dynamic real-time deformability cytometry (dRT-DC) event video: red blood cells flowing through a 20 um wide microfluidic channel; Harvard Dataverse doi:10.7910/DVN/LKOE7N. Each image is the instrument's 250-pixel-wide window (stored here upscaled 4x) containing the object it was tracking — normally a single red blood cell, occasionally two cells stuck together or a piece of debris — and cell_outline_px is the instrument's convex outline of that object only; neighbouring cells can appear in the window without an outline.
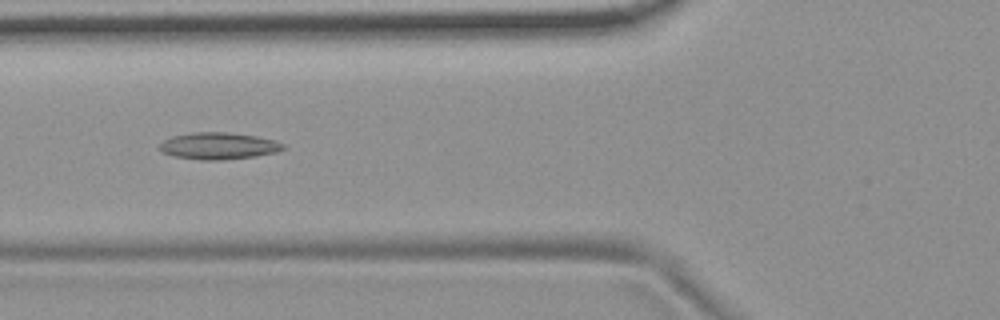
{"species": "common noctule bat (a hibernating species)", "species_latin": "Nyctalus noctula", "temperature_condition": "room temperature", "stored_images_in_passage": 5, "camera_frame_rate_fps": 3000, "um_per_image_px": 0.085, "animal": {"sex": "female", "body_mass_g": 19.9}, "frame": {"image": 1, "passage_image": 4, "time_ms": 1.0, "image_size_px": [1000, 320], "cell_outline_px": [[284, 148], [276, 152], [256, 156], [220, 160], [200, 160], [172, 156], [164, 152], [160, 148], [160, 144], [164, 140], [172, 136], [192, 132], [228, 132], [256, 136], [276, 140], [284, 144]], "centroid_in_image_um": [18.58, 12.4], "position_along_channel_um": 107.2, "area_um2": 19.31}}
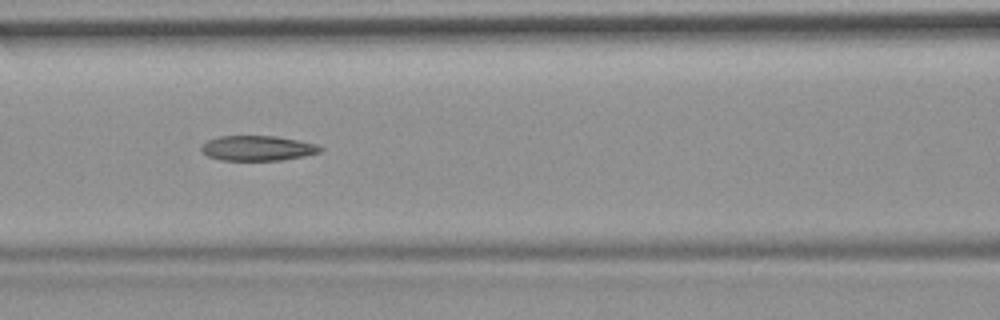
{"frame": {"image": 2, "passage_image": 5, "time_ms": 1.333, "image_size_px": [1000, 320], "cell_outline_px": [[324, 148], [320, 152], [304, 156], [280, 160], [220, 160], [208, 156], [200, 148], [200, 144], [216, 136], [276, 136], [316, 144]], "centroid_in_image_um": [21.86, 12.59], "position_along_channel_um": 144.7, "area_um2": 17.34}}